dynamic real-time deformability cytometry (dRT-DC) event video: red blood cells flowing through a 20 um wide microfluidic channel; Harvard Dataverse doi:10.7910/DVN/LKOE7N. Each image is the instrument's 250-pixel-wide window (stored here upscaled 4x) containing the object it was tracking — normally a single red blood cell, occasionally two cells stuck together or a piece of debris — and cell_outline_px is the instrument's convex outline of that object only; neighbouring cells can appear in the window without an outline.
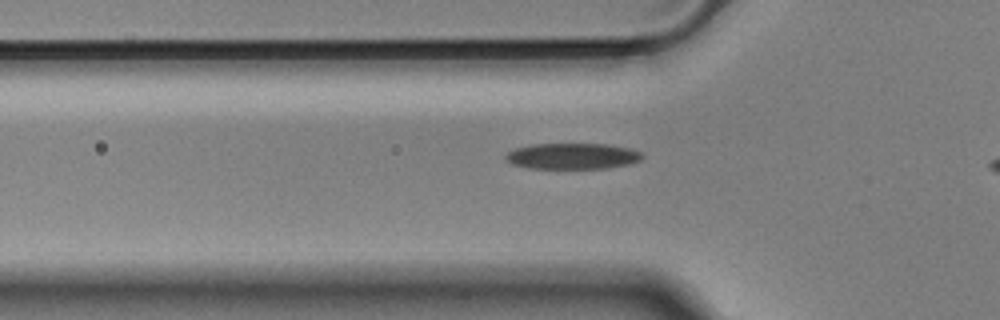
{"species": "Egyptian fruit bat (a non-hibernating species)", "species_latin": "Rousettus aegyptiacus", "temperature_condition": "cold", "stored_images_in_passage": 33, "camera_frame_rate_fps": 3000, "um_per_image_px": 0.085, "animal": {"sex": "male"}, "frame": {"image": 1, "passage_image": 3, "time_ms": 0.667, "image_size_px": [1000, 320], "cell_outline_px": [[644, 156], [640, 160], [632, 164], [608, 168], [528, 168], [512, 164], [504, 160], [504, 156], [508, 152], [516, 148], [532, 144], [608, 144], [628, 148], [640, 152]], "centroid_in_image_um": [48.65, 13.27], "position_along_channel_um": 77.1, "area_um2": 20.75}}
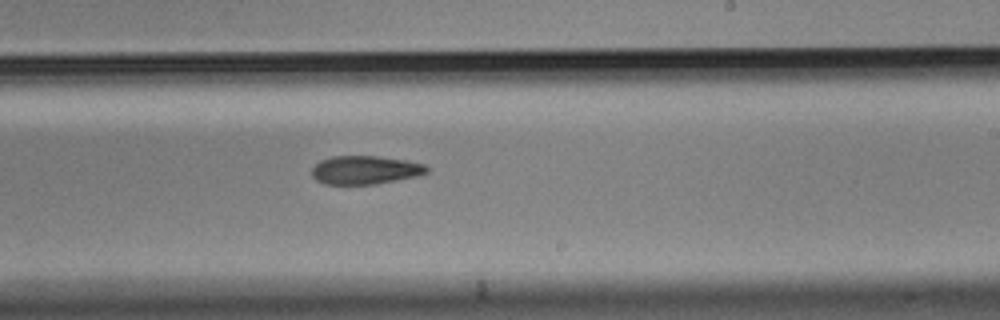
{"frame": {"image": 2, "passage_image": 18, "time_ms": 5.667, "image_size_px": [1000, 320], "cell_outline_px": [[428, 172], [416, 176], [376, 184], [324, 184], [316, 180], [312, 176], [312, 168], [320, 160], [332, 156], [376, 156], [404, 160], [424, 164], [428, 168]], "centroid_in_image_um": [31.0, 14.45], "position_along_channel_um": 258.0, "area_um2": 18.96}}
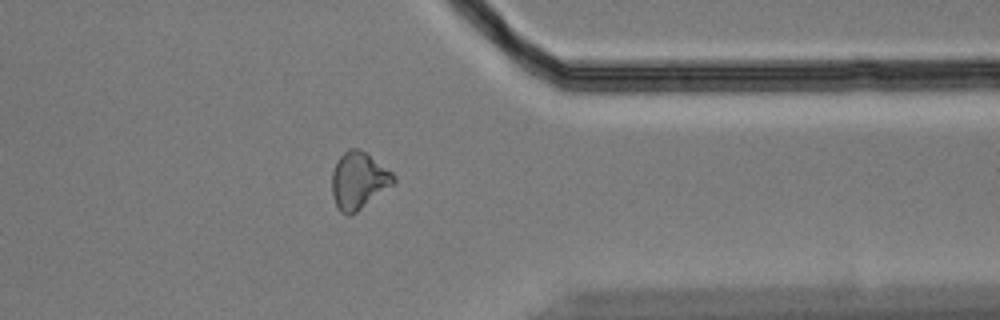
{"frame": {"image": 3, "passage_image": 29, "time_ms": 9.333, "image_size_px": [1000, 320], "cell_outline_px": [[396, 180], [392, 184], [352, 216], [348, 216], [340, 212], [332, 196], [332, 172], [340, 156], [348, 148], [356, 148], [364, 152], [392, 172], [396, 176]], "centroid_in_image_um": [30.46, 15.37], "position_along_channel_um": 380.9, "area_um2": 20.17}, "authors_computed_cell_mechanics": {"area_um2": 20.1722, "velocity_mm_per_s": 3.6031, "shape_relaxation_time_tau1_ms": 10.7136, "shape_relaxation_time_tau2_ms": 10.0811, "deformation_change_tau1": 0.2045, "deformation_change_tau2": 0.1965}}